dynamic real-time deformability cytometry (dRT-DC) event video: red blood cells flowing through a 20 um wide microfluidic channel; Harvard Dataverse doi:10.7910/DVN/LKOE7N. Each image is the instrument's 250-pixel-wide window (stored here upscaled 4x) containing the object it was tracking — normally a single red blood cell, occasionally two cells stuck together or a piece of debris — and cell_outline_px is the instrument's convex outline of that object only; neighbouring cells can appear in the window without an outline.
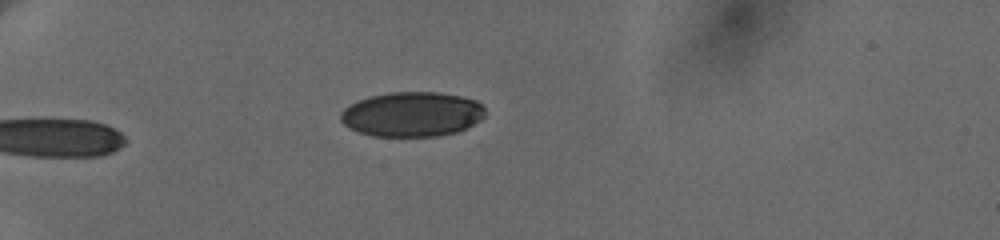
{"species": "human", "species_latin": "Homo sapiens", "temperature_condition": "cold", "stored_images_in_passage": 6, "camera_frame_rate_fps": 3000, "um_per_image_px": 0.085, "donor": {"sex": "female"}, "frame": {"image": 1, "passage_image": 6, "time_ms": 5.667, "image_size_px": [1000, 240], "cell_outline_px": [[484, 116], [480, 120], [456, 132], [436, 136], [372, 136], [360, 132], [344, 124], [340, 120], [340, 112], [344, 108], [360, 100], [372, 96], [392, 92], [436, 92], [460, 96], [476, 100], [484, 108]], "centroid_in_image_um": [35.02, 9.71], "position_along_channel_um": 50.0, "area_um2": 37.28}}